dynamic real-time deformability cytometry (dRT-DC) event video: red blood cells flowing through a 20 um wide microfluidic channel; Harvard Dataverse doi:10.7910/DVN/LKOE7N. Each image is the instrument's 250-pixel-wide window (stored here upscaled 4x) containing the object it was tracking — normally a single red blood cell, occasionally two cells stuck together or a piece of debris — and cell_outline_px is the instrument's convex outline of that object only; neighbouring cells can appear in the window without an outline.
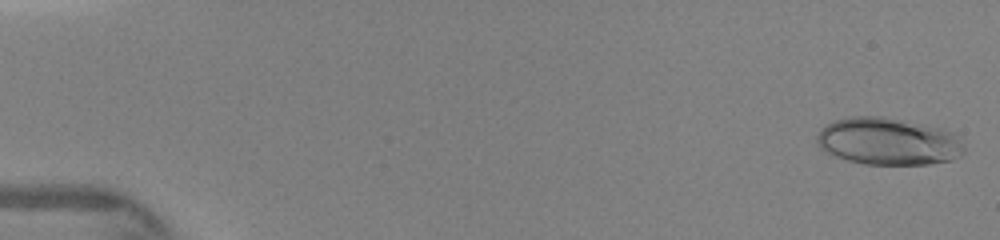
{"species": "human", "species_latin": "Homo sapiens", "temperature_condition": "warm", "stored_images_in_passage": 38, "camera_frame_rate_fps": 3000, "um_per_image_px": 0.085, "donor": {"sex": "female"}, "frame": {"image": 1, "passage_image": 1, "time_ms": 0.0, "image_size_px": [1000, 240], "cell_outline_px": [[964, 152], [952, 160], [928, 164], [864, 164], [832, 156], [820, 148], [816, 140], [816, 136], [820, 128], [836, 120], [852, 116], [884, 116], [940, 128], [952, 132], [956, 136], [964, 148]], "centroid_in_image_um": [75.45, 12.02], "position_along_channel_um": 9.5, "area_um2": 40.46}}
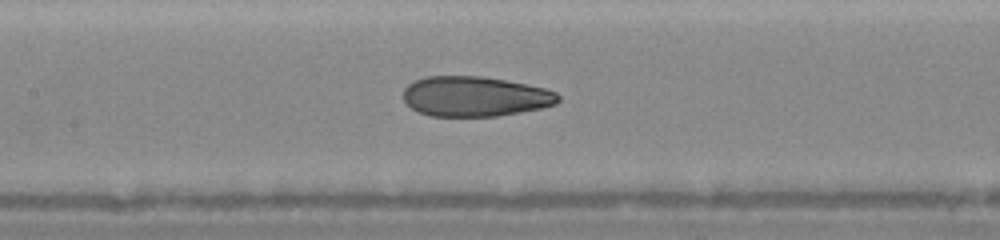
{"frame": {"image": 2, "passage_image": 19, "time_ms": 7.0, "image_size_px": [1000, 240], "cell_outline_px": [[560, 100], [556, 104], [540, 108], [520, 112], [496, 116], [428, 116], [412, 108], [404, 100], [404, 88], [408, 84], [416, 80], [428, 76], [484, 76], [544, 88], [556, 92], [560, 96]], "centroid_in_image_um": [40.37, 8.2], "position_along_channel_um": 167.0, "area_um2": 36.01}}
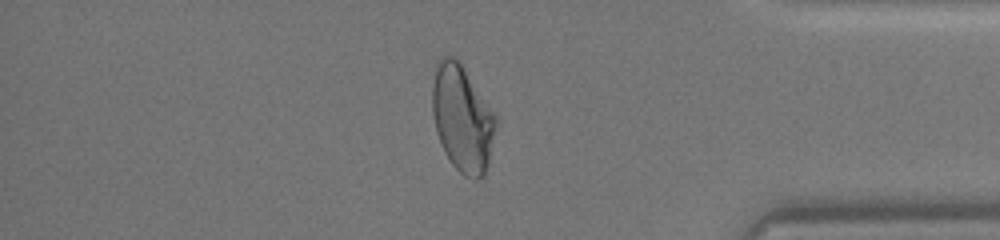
{"frame": {"image": 3, "passage_image": 33, "time_ms": 12.667, "image_size_px": [1000, 240], "cell_outline_px": [[496, 124], [488, 164], [484, 176], [476, 180], [472, 180], [464, 176], [452, 164], [444, 152], [436, 132], [432, 112], [432, 84], [436, 60], [444, 56], [456, 56], [460, 60], [496, 116]], "centroid_in_image_um": [39.27, 10.04], "position_along_channel_um": 395.9, "area_um2": 39.77}}